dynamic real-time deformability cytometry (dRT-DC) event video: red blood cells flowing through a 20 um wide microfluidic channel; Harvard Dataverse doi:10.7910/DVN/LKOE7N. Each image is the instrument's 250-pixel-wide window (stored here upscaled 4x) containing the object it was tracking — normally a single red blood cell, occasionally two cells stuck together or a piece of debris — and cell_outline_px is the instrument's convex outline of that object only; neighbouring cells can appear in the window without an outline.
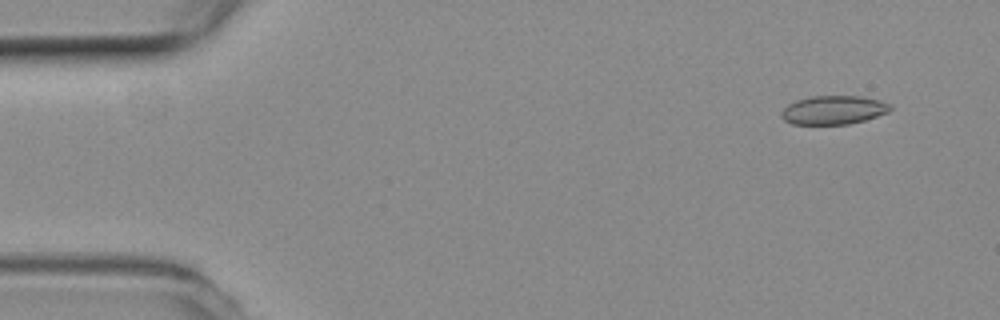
{"species": "common noctule bat (a hibernating species)", "species_latin": "Nyctalus noctula", "temperature_condition": "room temperature", "stored_images_in_passage": 9, "camera_frame_rate_fps": 3000, "um_per_image_px": 0.085, "animal": {"sex": "female", "body_mass_g": 19.3, "forearm_length_mm": 54.1}, "frame": {"image": 1, "passage_image": 1, "time_ms": 0.0, "image_size_px": [1000, 320], "cell_outline_px": [[892, 108], [888, 112], [864, 120], [848, 124], [792, 124], [784, 120], [780, 116], [780, 112], [788, 104], [796, 100], [812, 96], [860, 96], [892, 104]], "centroid_in_image_um": [70.81, 9.35], "position_along_channel_um": 14.2, "area_um2": 18.15}}
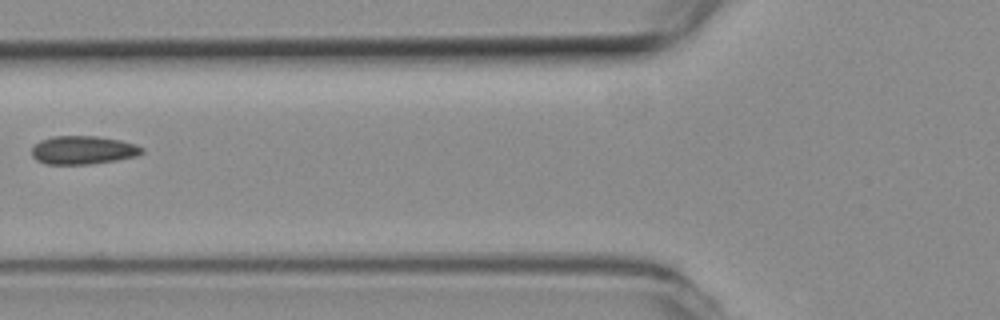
{"frame": {"image": 2, "passage_image": 6, "time_ms": 1.667, "image_size_px": [1000, 320], "cell_outline_px": [[144, 152], [136, 156], [116, 160], [88, 164], [44, 164], [36, 160], [32, 156], [32, 148], [40, 140], [52, 136], [96, 136], [120, 140], [136, 144], [144, 148]], "centroid_in_image_um": [7.05, 12.75], "position_along_channel_um": 118.7, "area_um2": 18.26}}
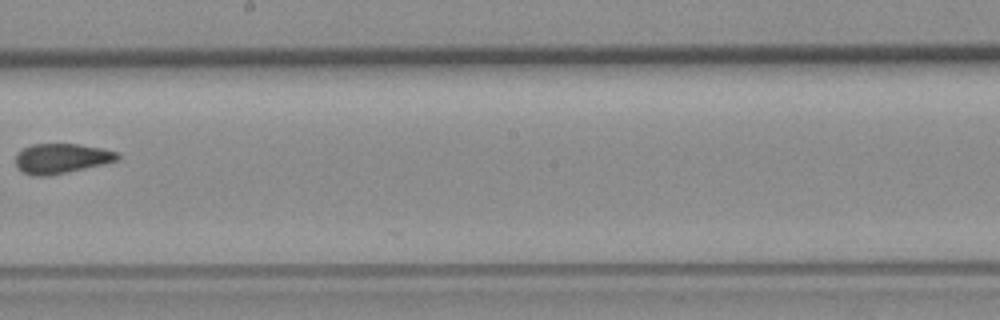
{"frame": {"image": 3, "passage_image": 9, "time_ms": 2.667, "image_size_px": [1000, 320], "cell_outline_px": [[120, 156], [116, 160], [84, 168], [48, 176], [32, 176], [16, 168], [16, 156], [24, 148], [32, 144], [76, 144], [100, 148], [116, 152]], "centroid_in_image_um": [5.16, 13.47], "position_along_channel_um": 243.0, "area_um2": 17.34}}